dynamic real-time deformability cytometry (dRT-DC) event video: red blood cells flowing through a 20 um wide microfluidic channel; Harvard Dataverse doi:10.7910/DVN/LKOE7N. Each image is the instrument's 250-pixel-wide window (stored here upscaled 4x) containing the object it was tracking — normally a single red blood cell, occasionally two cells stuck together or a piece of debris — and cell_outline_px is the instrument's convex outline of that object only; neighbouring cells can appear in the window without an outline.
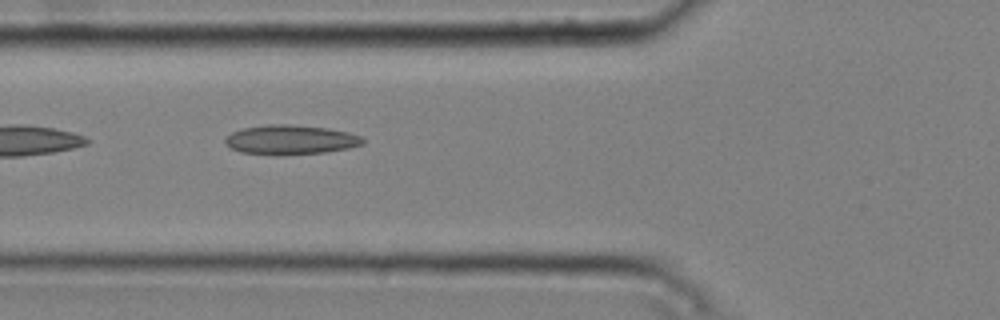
{"species": "common noctule bat (a hibernating species)", "species_latin": "Nyctalus noctula", "temperature_condition": "cold", "stored_images_in_passage": 3, "camera_frame_rate_fps": 3000, "um_per_image_px": 0.085, "animal": {"sex": "male", "body_mass_g": 20.4}, "frame": {"image": 1, "passage_image": 3, "time_ms": 0.667, "image_size_px": [1000, 320], "cell_outline_px": [[364, 144], [348, 148], [324, 152], [240, 152], [224, 144], [224, 140], [232, 132], [244, 128], [268, 124], [288, 124], [328, 128], [348, 132], [364, 136]], "centroid_in_image_um": [24.75, 11.83], "position_along_channel_um": 101.0, "area_um2": 22.66}}